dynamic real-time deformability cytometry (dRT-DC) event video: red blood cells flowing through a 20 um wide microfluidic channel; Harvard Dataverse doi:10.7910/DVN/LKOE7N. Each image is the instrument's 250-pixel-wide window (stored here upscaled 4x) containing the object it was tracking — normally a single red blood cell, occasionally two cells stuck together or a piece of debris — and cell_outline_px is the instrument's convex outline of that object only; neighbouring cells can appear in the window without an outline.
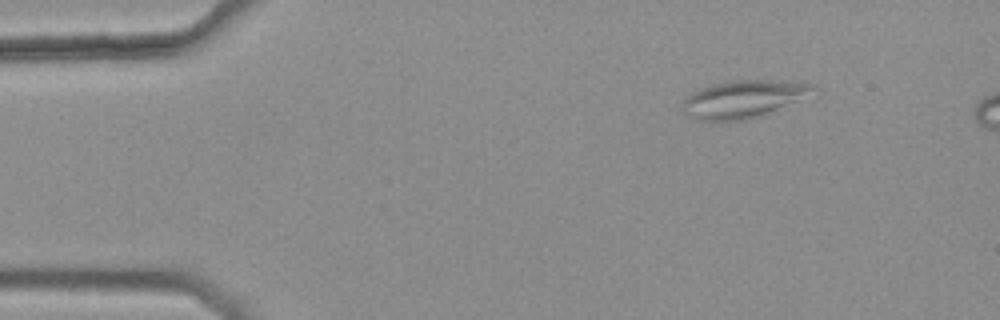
{"species": "common noctule bat (a hibernating species)", "species_latin": "Nyctalus noctula", "temperature_condition": "warm", "stored_images_in_passage": 4, "camera_frame_rate_fps": 3000, "um_per_image_px": 0.085, "animal": {"sex": "female", "body_mass_g": 25.1}, "frame": {"image": 1, "passage_image": 2, "time_ms": 0.333, "image_size_px": [1000, 320], "cell_outline_px": [[816, 88], [796, 100], [764, 116], [744, 120], [696, 120], [688, 116], [684, 112], [680, 104], [692, 92], [700, 88], [728, 80], [772, 80], [816, 84]], "centroid_in_image_um": [63.11, 8.42], "position_along_channel_um": 21.9, "area_um2": 28.26}}